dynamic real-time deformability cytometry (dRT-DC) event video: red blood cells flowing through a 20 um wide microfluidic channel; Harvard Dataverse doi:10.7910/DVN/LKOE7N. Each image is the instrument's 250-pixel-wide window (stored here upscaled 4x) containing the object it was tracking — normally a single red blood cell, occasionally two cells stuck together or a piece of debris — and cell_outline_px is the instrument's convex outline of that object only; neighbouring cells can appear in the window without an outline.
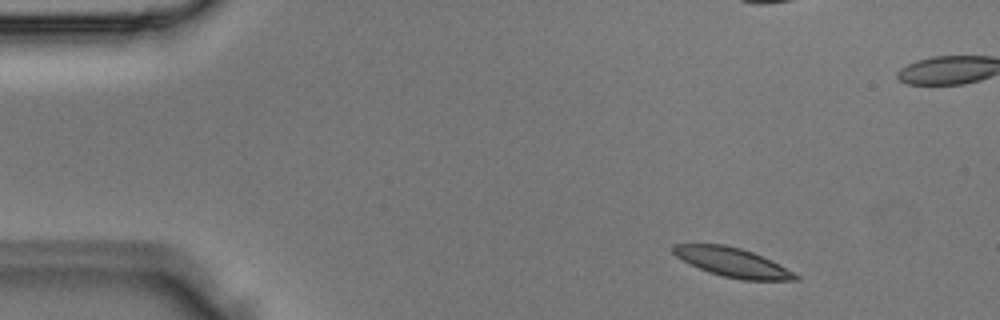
{"species": "Egyptian fruit bat (a non-hibernating species)", "species_latin": "Rousettus aegyptiacus", "temperature_condition": "room temperature", "stored_images_in_passage": 4, "camera_frame_rate_fps": 3000, "um_per_image_px": 0.085, "animal": {"sex": "male"}, "frame": {"image": 1, "passage_image": 1, "time_ms": 0.0, "image_size_px": [1000, 320], "cell_outline_px": [[800, 280], [740, 280], [708, 272], [676, 256], [672, 252], [672, 244], [724, 244], [740, 248], [752, 252], [772, 260], [780, 264], [800, 276]], "centroid_in_image_um": [62.29, 22.3], "position_along_channel_um": 22.7, "area_um2": 20.63}}